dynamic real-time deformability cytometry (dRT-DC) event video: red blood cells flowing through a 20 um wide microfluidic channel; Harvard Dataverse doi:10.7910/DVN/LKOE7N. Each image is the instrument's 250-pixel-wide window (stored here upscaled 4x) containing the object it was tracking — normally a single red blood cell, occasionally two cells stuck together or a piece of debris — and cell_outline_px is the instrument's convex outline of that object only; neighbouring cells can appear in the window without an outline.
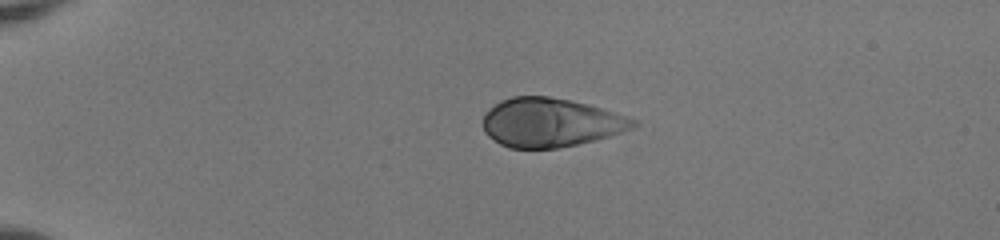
{"species": "human", "species_latin": "Homo sapiens", "temperature_condition": "room temperature", "stored_images_in_passage": 40, "camera_frame_rate_fps": 3000, "um_per_image_px": 0.085, "donor": {"sex": "female"}, "frame": {"image": 1, "passage_image": 1, "time_ms": 0.0, "image_size_px": [1000, 240], "cell_outline_px": [[640, 124], [632, 128], [596, 140], [556, 148], [508, 148], [500, 144], [488, 136], [484, 132], [480, 120], [500, 100], [512, 96], [548, 96], [588, 104], [636, 120]], "centroid_in_image_um": [46.75, 10.42], "position_along_channel_um": 38.3, "area_um2": 42.54}}
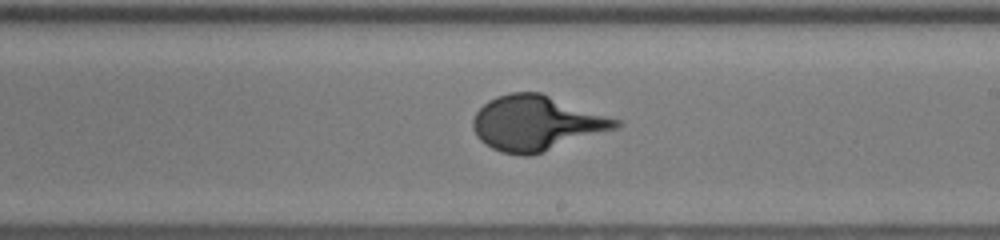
{"frame": {"image": 2, "passage_image": 21, "time_ms": 6.667, "image_size_px": [1000, 240], "cell_outline_px": [[624, 124], [620, 128], [528, 156], [524, 156], [500, 152], [492, 148], [480, 140], [476, 136], [472, 128], [472, 120], [476, 112], [488, 100], [496, 96], [508, 92], [540, 92], [620, 120]], "centroid_in_image_um": [45.59, 10.46], "position_along_channel_um": 243.4, "area_um2": 45.78}}
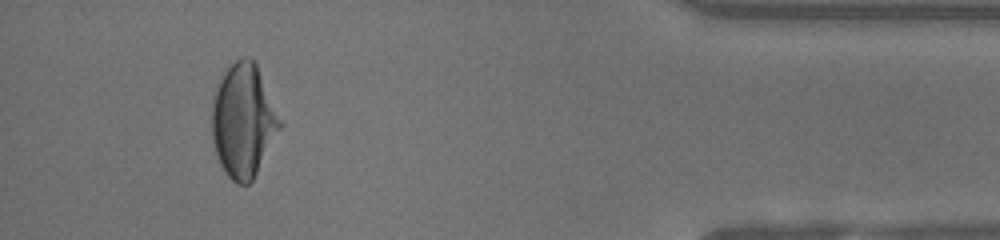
{"frame": {"image": 3, "passage_image": 37, "time_ms": 12.0, "image_size_px": [1000, 240], "cell_outline_px": [[284, 124], [252, 180], [248, 184], [236, 184], [224, 172], [216, 156], [212, 140], [212, 100], [216, 88], [224, 72], [236, 60], [244, 56], [248, 56], [256, 64]], "centroid_in_image_um": [20.69, 10.27], "position_along_channel_um": 414.5, "area_um2": 45.03}}